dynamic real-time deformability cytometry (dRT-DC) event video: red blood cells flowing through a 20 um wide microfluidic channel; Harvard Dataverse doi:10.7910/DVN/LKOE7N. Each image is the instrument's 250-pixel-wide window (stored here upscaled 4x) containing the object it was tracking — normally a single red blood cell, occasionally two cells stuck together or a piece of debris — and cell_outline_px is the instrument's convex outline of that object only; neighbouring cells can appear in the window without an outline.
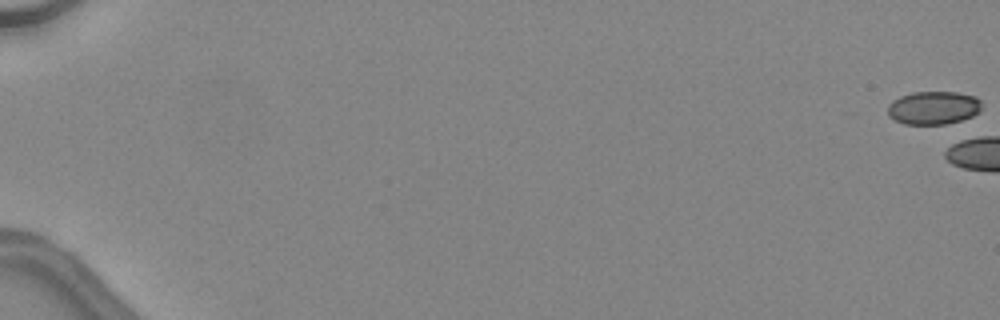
{"species": "common noctule bat (a hibernating species)", "species_latin": "Nyctalus noctula", "temperature_condition": "warm", "stored_images_in_passage": 4, "camera_frame_rate_fps": 3000, "um_per_image_px": 0.085, "animal": {"sex": "female", "body_mass_g": 24.6, "forearm_length_mm": 56.2}, "frame": {"image": 1, "passage_image": 1, "time_ms": 0.0, "image_size_px": [1000, 320], "cell_outline_px": [[980, 108], [972, 116], [960, 120], [944, 124], [904, 124], [888, 116], [888, 104], [892, 100], [900, 96], [912, 92], [956, 92], [976, 96], [980, 100]], "centroid_in_image_um": [79.3, 9.15], "position_along_channel_um": 5.7, "area_um2": 18.09}}